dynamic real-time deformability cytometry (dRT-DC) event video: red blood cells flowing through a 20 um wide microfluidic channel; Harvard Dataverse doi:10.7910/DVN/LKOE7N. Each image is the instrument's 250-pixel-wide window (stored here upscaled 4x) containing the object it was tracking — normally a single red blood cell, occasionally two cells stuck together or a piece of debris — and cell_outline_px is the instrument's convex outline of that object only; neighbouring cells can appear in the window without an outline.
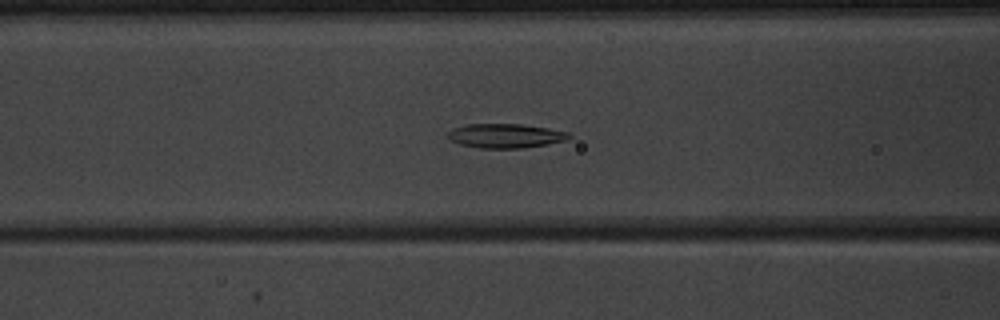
{"species": "common noctule bat (a hibernating species)", "species_latin": "Nyctalus noctula", "temperature_condition": "warm", "stored_images_in_passage": 53, "camera_frame_rate_fps": 3000, "um_per_image_px": 0.085, "animal": {"sex": "male", "body_mass_g": 20.1, "forearm_length_mm": 53.5}, "frame": {"image": 1, "passage_image": 23, "time_ms": 7.333, "image_size_px": [1000, 320], "cell_outline_px": [[572, 136], [564, 140], [548, 144], [520, 148], [480, 148], [460, 144], [448, 140], [448, 132], [456, 128], [468, 124], [520, 124], [548, 128], [568, 132]], "centroid_in_image_um": [42.96, 11.54], "position_along_channel_um": 123.6, "area_um2": 16.94}}
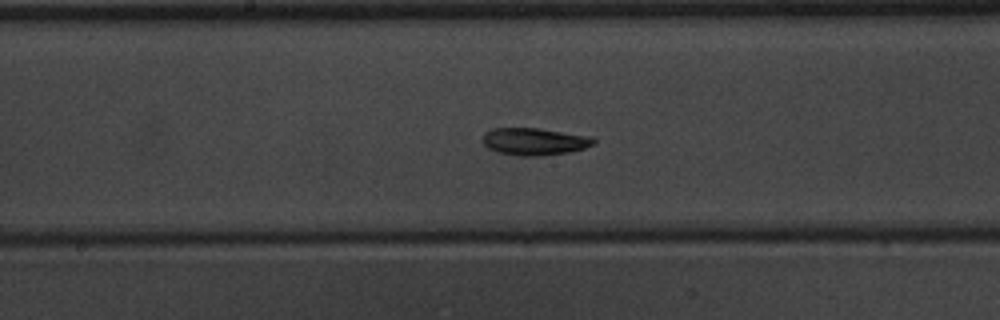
{"frame": {"image": 2, "passage_image": 29, "time_ms": 9.333, "image_size_px": [1000, 320], "cell_outline_px": [[596, 144], [572, 152], [544, 156], [516, 156], [496, 152], [488, 148], [484, 144], [484, 132], [492, 128], [540, 128], [592, 136], [596, 140]], "centroid_in_image_um": [45.47, 12.03], "position_along_channel_um": 202.7, "area_um2": 18.03}}
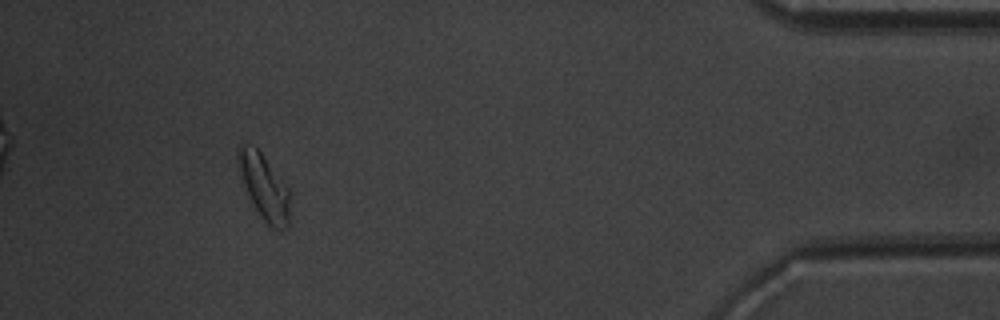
{"frame": {"image": 3, "passage_image": 49, "time_ms": 16.0, "image_size_px": [1000, 320], "cell_outline_px": [[292, 196], [288, 228], [268, 228], [260, 216], [248, 196], [236, 160], [236, 152], [240, 144], [244, 144], [256, 148], [260, 152], [292, 192]], "centroid_in_image_um": [22.49, 15.94], "position_along_channel_um": 412.7, "area_um2": 20.0}, "authors_computed_cell_mechanics": {"area_um2": 17.918, "velocity_mm_per_s": 3.9492, "shape_relaxation_time_tau1_ms": 3.8571, "shape_relaxation_time_tau2_ms": null, "deformation_change_tau1": 0.1419, "deformation_change_tau2": null}}